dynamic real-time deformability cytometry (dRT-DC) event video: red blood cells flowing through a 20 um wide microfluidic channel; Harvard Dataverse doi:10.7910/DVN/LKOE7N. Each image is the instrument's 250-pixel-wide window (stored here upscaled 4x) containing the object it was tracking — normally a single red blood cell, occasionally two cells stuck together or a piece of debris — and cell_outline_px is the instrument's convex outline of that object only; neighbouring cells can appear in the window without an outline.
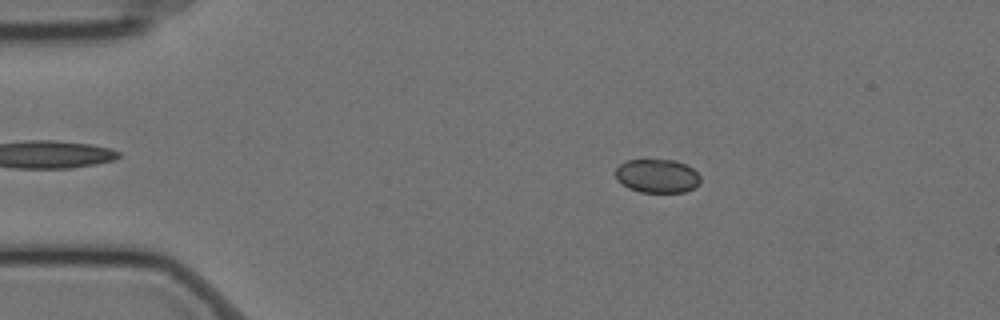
{"species": "Egyptian fruit bat (a non-hibernating species)", "species_latin": "Rousettus aegyptiacus", "temperature_condition": "cold", "stored_images_in_passage": 49, "camera_frame_rate_fps": 3000, "um_per_image_px": 0.085, "animal": {"sex": "female"}, "frame": {"image": 1, "passage_image": 10, "time_ms": 3.0, "image_size_px": [1000, 320], "cell_outline_px": [[700, 184], [684, 192], [640, 192], [628, 188], [616, 180], [616, 168], [620, 164], [628, 160], [676, 160], [692, 168], [700, 176]], "centroid_in_image_um": [55.85, 14.96], "position_along_channel_um": 29.1, "area_um2": 16.65}}
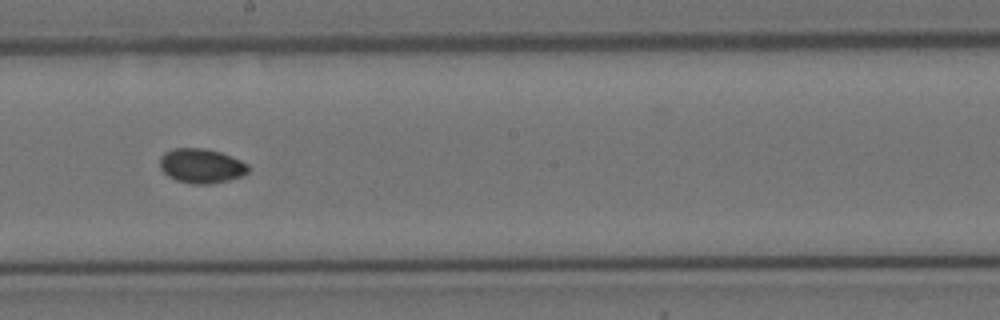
{"frame": {"image": 2, "passage_image": 32, "time_ms": 10.333, "image_size_px": [1000, 320], "cell_outline_px": [[248, 172], [244, 176], [212, 184], [192, 184], [176, 180], [168, 176], [160, 168], [160, 156], [164, 152], [172, 148], [208, 148], [220, 152], [240, 160], [248, 164]], "centroid_in_image_um": [17.1, 14.1], "position_along_channel_um": 231.1, "area_um2": 17.98}}
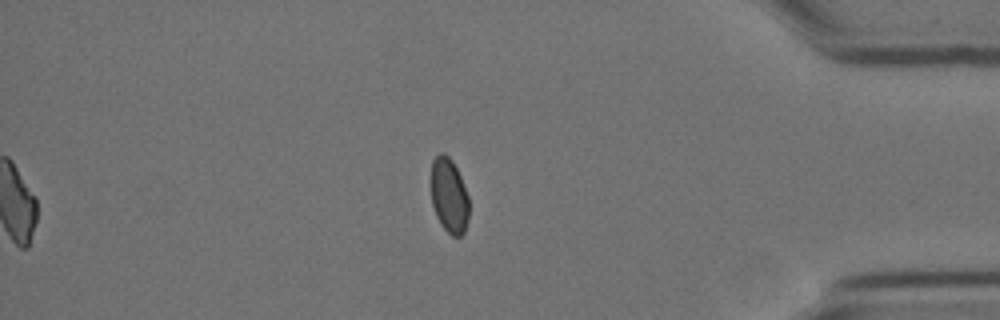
{"frame": {"image": 3, "passage_image": 49, "time_ms": 16.0, "image_size_px": [1000, 320], "cell_outline_px": [[468, 220], [464, 232], [460, 236], [452, 236], [440, 224], [436, 216], [432, 204], [432, 160], [440, 152], [444, 152], [452, 160], [460, 176], [468, 196]], "centroid_in_image_um": [38.17, 16.63], "position_along_channel_um": 397.0, "area_um2": 16.42}, "authors_computed_cell_mechanics": {"area_um2": 17.5134, "velocity_mm_per_s": 3.4927, "shape_relaxation_time_tau1_ms": 10.7978, "shape_relaxation_time_tau2_ms": 5.4637, "deformation_change_tau1": 0.0619, "deformation_change_tau2": 0.0441}}